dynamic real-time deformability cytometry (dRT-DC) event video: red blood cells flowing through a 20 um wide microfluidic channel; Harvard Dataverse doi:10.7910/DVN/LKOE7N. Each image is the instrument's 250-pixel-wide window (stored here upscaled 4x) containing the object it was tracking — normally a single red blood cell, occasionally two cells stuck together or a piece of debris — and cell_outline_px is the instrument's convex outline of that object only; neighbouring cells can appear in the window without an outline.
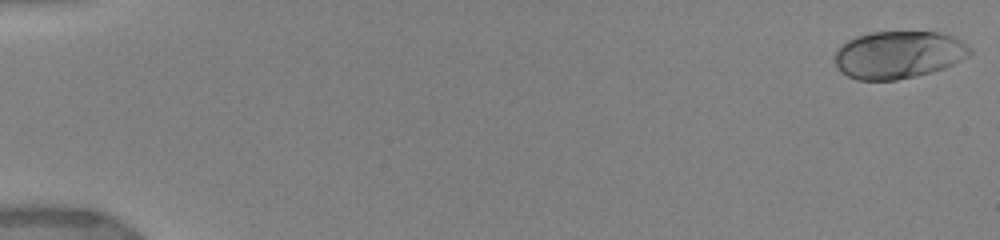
{"species": "human", "species_latin": "Homo sapiens", "temperature_condition": "warm", "stored_images_in_passage": 29, "camera_frame_rate_fps": 3000, "um_per_image_px": 0.085, "donor": {"sex": "female"}, "frame": {"image": 1, "passage_image": 1, "time_ms": 0.0, "image_size_px": [1000, 240], "cell_outline_px": [[972, 52], [968, 56], [944, 68], [932, 72], [916, 76], [896, 80], [856, 80], [848, 76], [836, 68], [832, 60], [836, 48], [848, 40], [856, 36], [872, 32], [940, 32], [952, 36], [960, 40], [972, 48]], "centroid_in_image_um": [76.32, 4.66], "position_along_channel_um": 8.7, "area_um2": 37.74}}
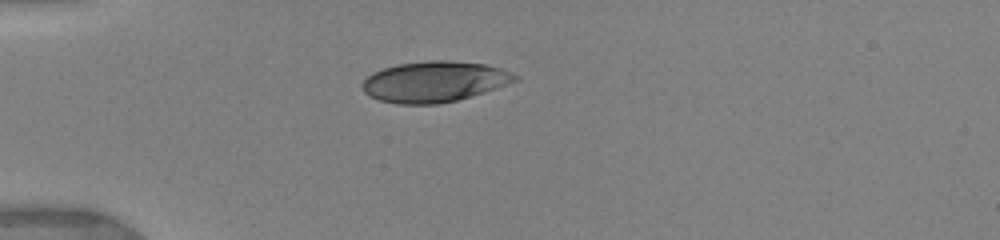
{"frame": {"image": 2, "passage_image": 12, "time_ms": 4.667, "image_size_px": [1000, 240], "cell_outline_px": [[520, 80], [484, 92], [456, 100], [436, 104], [396, 104], [380, 100], [364, 92], [360, 84], [372, 72], [396, 64], [428, 60], [452, 60], [484, 64], [500, 68], [520, 76]], "centroid_in_image_um": [36.92, 6.93], "position_along_channel_um": 48.1, "area_um2": 36.36}}
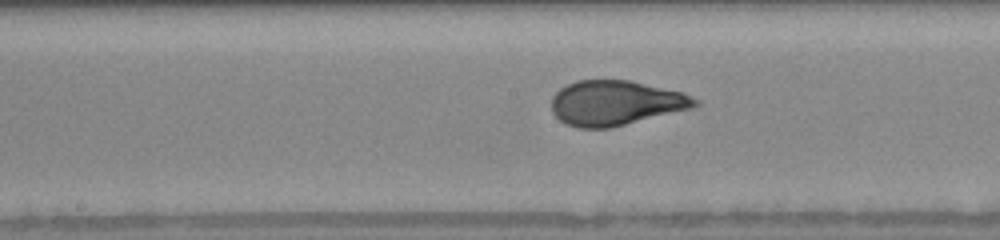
{"frame": {"image": 3, "passage_image": 23, "time_ms": 9.0, "image_size_px": [1000, 240], "cell_outline_px": [[700, 104], [692, 108], [608, 128], [576, 128], [564, 124], [552, 112], [552, 96], [560, 88], [576, 80], [632, 80], [684, 92], [700, 100]], "centroid_in_image_um": [52.34, 8.74], "position_along_channel_um": 195.9, "area_um2": 37.69}}